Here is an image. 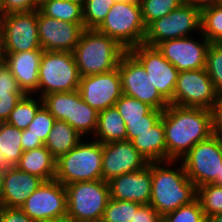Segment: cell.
<instances>
[{"label":"cell","instance_id":"1","mask_svg":"<svg viewBox=\"0 0 222 222\" xmlns=\"http://www.w3.org/2000/svg\"><path fill=\"white\" fill-rule=\"evenodd\" d=\"M161 119L165 129L167 161L181 160L192 147L213 134L209 109L169 104Z\"/></svg>","mask_w":222,"mask_h":222},{"label":"cell","instance_id":"2","mask_svg":"<svg viewBox=\"0 0 222 222\" xmlns=\"http://www.w3.org/2000/svg\"><path fill=\"white\" fill-rule=\"evenodd\" d=\"M174 162L178 161L152 162V186L149 204L161 217L197 199V187L187 177L183 164L180 163V167L176 169L168 168L172 166V163L174 165ZM162 163H164L163 166Z\"/></svg>","mask_w":222,"mask_h":222},{"label":"cell","instance_id":"3","mask_svg":"<svg viewBox=\"0 0 222 222\" xmlns=\"http://www.w3.org/2000/svg\"><path fill=\"white\" fill-rule=\"evenodd\" d=\"M127 52L113 38L96 29H85L73 50L81 77L101 74L118 67Z\"/></svg>","mask_w":222,"mask_h":222},{"label":"cell","instance_id":"4","mask_svg":"<svg viewBox=\"0 0 222 222\" xmlns=\"http://www.w3.org/2000/svg\"><path fill=\"white\" fill-rule=\"evenodd\" d=\"M93 140L86 143L81 140L56 160L55 180L66 186L102 179V143Z\"/></svg>","mask_w":222,"mask_h":222},{"label":"cell","instance_id":"5","mask_svg":"<svg viewBox=\"0 0 222 222\" xmlns=\"http://www.w3.org/2000/svg\"><path fill=\"white\" fill-rule=\"evenodd\" d=\"M67 191L69 222H99L110 200L109 184L105 180L74 182Z\"/></svg>","mask_w":222,"mask_h":222},{"label":"cell","instance_id":"6","mask_svg":"<svg viewBox=\"0 0 222 222\" xmlns=\"http://www.w3.org/2000/svg\"><path fill=\"white\" fill-rule=\"evenodd\" d=\"M96 30L113 38L127 51L144 43L147 28L139 2L116 1Z\"/></svg>","mask_w":222,"mask_h":222},{"label":"cell","instance_id":"7","mask_svg":"<svg viewBox=\"0 0 222 222\" xmlns=\"http://www.w3.org/2000/svg\"><path fill=\"white\" fill-rule=\"evenodd\" d=\"M38 74L41 98L51 93L76 91L81 78L73 52L69 51H43Z\"/></svg>","mask_w":222,"mask_h":222},{"label":"cell","instance_id":"8","mask_svg":"<svg viewBox=\"0 0 222 222\" xmlns=\"http://www.w3.org/2000/svg\"><path fill=\"white\" fill-rule=\"evenodd\" d=\"M195 31L201 32V7L185 2L147 27L144 44L156 47L166 40L189 37Z\"/></svg>","mask_w":222,"mask_h":222},{"label":"cell","instance_id":"9","mask_svg":"<svg viewBox=\"0 0 222 222\" xmlns=\"http://www.w3.org/2000/svg\"><path fill=\"white\" fill-rule=\"evenodd\" d=\"M20 208L35 222L66 221V187L55 179L44 181Z\"/></svg>","mask_w":222,"mask_h":222},{"label":"cell","instance_id":"10","mask_svg":"<svg viewBox=\"0 0 222 222\" xmlns=\"http://www.w3.org/2000/svg\"><path fill=\"white\" fill-rule=\"evenodd\" d=\"M187 177L201 187L212 184L220 176L222 164V146L217 136L213 134L200 141L180 160Z\"/></svg>","mask_w":222,"mask_h":222},{"label":"cell","instance_id":"11","mask_svg":"<svg viewBox=\"0 0 222 222\" xmlns=\"http://www.w3.org/2000/svg\"><path fill=\"white\" fill-rule=\"evenodd\" d=\"M118 70L123 94L158 110H164L169 105L153 85L143 65L129 51L122 56Z\"/></svg>","mask_w":222,"mask_h":222},{"label":"cell","instance_id":"12","mask_svg":"<svg viewBox=\"0 0 222 222\" xmlns=\"http://www.w3.org/2000/svg\"><path fill=\"white\" fill-rule=\"evenodd\" d=\"M218 95L206 68L180 71L173 93V105L211 110Z\"/></svg>","mask_w":222,"mask_h":222},{"label":"cell","instance_id":"13","mask_svg":"<svg viewBox=\"0 0 222 222\" xmlns=\"http://www.w3.org/2000/svg\"><path fill=\"white\" fill-rule=\"evenodd\" d=\"M0 42L1 53L43 50L37 27V10L5 15Z\"/></svg>","mask_w":222,"mask_h":222},{"label":"cell","instance_id":"14","mask_svg":"<svg viewBox=\"0 0 222 222\" xmlns=\"http://www.w3.org/2000/svg\"><path fill=\"white\" fill-rule=\"evenodd\" d=\"M129 52L143 65L159 94L173 105L178 69L155 46L142 43L131 48Z\"/></svg>","mask_w":222,"mask_h":222},{"label":"cell","instance_id":"15","mask_svg":"<svg viewBox=\"0 0 222 222\" xmlns=\"http://www.w3.org/2000/svg\"><path fill=\"white\" fill-rule=\"evenodd\" d=\"M78 91L83 101L98 112L113 107L123 95L118 67L80 78Z\"/></svg>","mask_w":222,"mask_h":222},{"label":"cell","instance_id":"16","mask_svg":"<svg viewBox=\"0 0 222 222\" xmlns=\"http://www.w3.org/2000/svg\"><path fill=\"white\" fill-rule=\"evenodd\" d=\"M37 27L44 51L73 52L85 30L84 23L61 21L44 15L37 9Z\"/></svg>","mask_w":222,"mask_h":222},{"label":"cell","instance_id":"17","mask_svg":"<svg viewBox=\"0 0 222 222\" xmlns=\"http://www.w3.org/2000/svg\"><path fill=\"white\" fill-rule=\"evenodd\" d=\"M200 34V42L189 36L166 40L156 47L179 72L205 68L207 51L211 43L202 33Z\"/></svg>","mask_w":222,"mask_h":222},{"label":"cell","instance_id":"18","mask_svg":"<svg viewBox=\"0 0 222 222\" xmlns=\"http://www.w3.org/2000/svg\"><path fill=\"white\" fill-rule=\"evenodd\" d=\"M148 163L130 141L102 144V180L106 182L119 175L139 171Z\"/></svg>","mask_w":222,"mask_h":222},{"label":"cell","instance_id":"19","mask_svg":"<svg viewBox=\"0 0 222 222\" xmlns=\"http://www.w3.org/2000/svg\"><path fill=\"white\" fill-rule=\"evenodd\" d=\"M110 197L117 200L133 201L145 205L150 203L152 186V162L143 169L122 174L110 181Z\"/></svg>","mask_w":222,"mask_h":222},{"label":"cell","instance_id":"20","mask_svg":"<svg viewBox=\"0 0 222 222\" xmlns=\"http://www.w3.org/2000/svg\"><path fill=\"white\" fill-rule=\"evenodd\" d=\"M43 182L42 178L26 173L15 166L7 167L2 175L0 206L20 208Z\"/></svg>","mask_w":222,"mask_h":222},{"label":"cell","instance_id":"21","mask_svg":"<svg viewBox=\"0 0 222 222\" xmlns=\"http://www.w3.org/2000/svg\"><path fill=\"white\" fill-rule=\"evenodd\" d=\"M44 50L1 53L2 60L9 67L25 94L38 92L39 66ZM35 92V93H34Z\"/></svg>","mask_w":222,"mask_h":222},{"label":"cell","instance_id":"22","mask_svg":"<svg viewBox=\"0 0 222 222\" xmlns=\"http://www.w3.org/2000/svg\"><path fill=\"white\" fill-rule=\"evenodd\" d=\"M131 143L148 162L167 161L165 129L162 119L150 130L139 133Z\"/></svg>","mask_w":222,"mask_h":222},{"label":"cell","instance_id":"23","mask_svg":"<svg viewBox=\"0 0 222 222\" xmlns=\"http://www.w3.org/2000/svg\"><path fill=\"white\" fill-rule=\"evenodd\" d=\"M15 167L26 173L38 176L44 181H50L55 178L56 159L45 146H42L24 151Z\"/></svg>","mask_w":222,"mask_h":222},{"label":"cell","instance_id":"24","mask_svg":"<svg viewBox=\"0 0 222 222\" xmlns=\"http://www.w3.org/2000/svg\"><path fill=\"white\" fill-rule=\"evenodd\" d=\"M99 112L82 100L78 90L71 91L70 116L65 121L81 136L94 135ZM93 132V134H92Z\"/></svg>","mask_w":222,"mask_h":222},{"label":"cell","instance_id":"25","mask_svg":"<svg viewBox=\"0 0 222 222\" xmlns=\"http://www.w3.org/2000/svg\"><path fill=\"white\" fill-rule=\"evenodd\" d=\"M93 139L100 143L127 141L125 121L113 106L99 112Z\"/></svg>","mask_w":222,"mask_h":222},{"label":"cell","instance_id":"26","mask_svg":"<svg viewBox=\"0 0 222 222\" xmlns=\"http://www.w3.org/2000/svg\"><path fill=\"white\" fill-rule=\"evenodd\" d=\"M82 139L73 127L62 120H55L52 130L49 132L44 146L51 152L57 160L60 156L68 153Z\"/></svg>","mask_w":222,"mask_h":222},{"label":"cell","instance_id":"27","mask_svg":"<svg viewBox=\"0 0 222 222\" xmlns=\"http://www.w3.org/2000/svg\"><path fill=\"white\" fill-rule=\"evenodd\" d=\"M22 130L6 122H0V152L5 163L15 166L24 152L21 145Z\"/></svg>","mask_w":222,"mask_h":222},{"label":"cell","instance_id":"28","mask_svg":"<svg viewBox=\"0 0 222 222\" xmlns=\"http://www.w3.org/2000/svg\"><path fill=\"white\" fill-rule=\"evenodd\" d=\"M39 10L46 16L72 23H84L82 5L65 0H43Z\"/></svg>","mask_w":222,"mask_h":222},{"label":"cell","instance_id":"29","mask_svg":"<svg viewBox=\"0 0 222 222\" xmlns=\"http://www.w3.org/2000/svg\"><path fill=\"white\" fill-rule=\"evenodd\" d=\"M33 98L28 94L22 97L10 113L6 123L21 130L27 129L38 110L43 106L41 97H39V101L36 97Z\"/></svg>","mask_w":222,"mask_h":222},{"label":"cell","instance_id":"30","mask_svg":"<svg viewBox=\"0 0 222 222\" xmlns=\"http://www.w3.org/2000/svg\"><path fill=\"white\" fill-rule=\"evenodd\" d=\"M201 33L210 43L222 35V3L201 7Z\"/></svg>","mask_w":222,"mask_h":222},{"label":"cell","instance_id":"31","mask_svg":"<svg viewBox=\"0 0 222 222\" xmlns=\"http://www.w3.org/2000/svg\"><path fill=\"white\" fill-rule=\"evenodd\" d=\"M185 3L184 0H140L142 18L146 28Z\"/></svg>","mask_w":222,"mask_h":222},{"label":"cell","instance_id":"32","mask_svg":"<svg viewBox=\"0 0 222 222\" xmlns=\"http://www.w3.org/2000/svg\"><path fill=\"white\" fill-rule=\"evenodd\" d=\"M116 0H85L82 6L85 29H97Z\"/></svg>","mask_w":222,"mask_h":222},{"label":"cell","instance_id":"33","mask_svg":"<svg viewBox=\"0 0 222 222\" xmlns=\"http://www.w3.org/2000/svg\"><path fill=\"white\" fill-rule=\"evenodd\" d=\"M114 107L124 121L146 120V115L154 109L147 103L125 94L117 100Z\"/></svg>","mask_w":222,"mask_h":222},{"label":"cell","instance_id":"34","mask_svg":"<svg viewBox=\"0 0 222 222\" xmlns=\"http://www.w3.org/2000/svg\"><path fill=\"white\" fill-rule=\"evenodd\" d=\"M140 206L141 204L133 201L110 198L101 220L104 222H131L134 218V212Z\"/></svg>","mask_w":222,"mask_h":222},{"label":"cell","instance_id":"35","mask_svg":"<svg viewBox=\"0 0 222 222\" xmlns=\"http://www.w3.org/2000/svg\"><path fill=\"white\" fill-rule=\"evenodd\" d=\"M197 199L207 217L222 213V186L206 184L197 188Z\"/></svg>","mask_w":222,"mask_h":222},{"label":"cell","instance_id":"36","mask_svg":"<svg viewBox=\"0 0 222 222\" xmlns=\"http://www.w3.org/2000/svg\"><path fill=\"white\" fill-rule=\"evenodd\" d=\"M44 107L55 120L66 121L70 116L71 92H59L42 97Z\"/></svg>","mask_w":222,"mask_h":222},{"label":"cell","instance_id":"37","mask_svg":"<svg viewBox=\"0 0 222 222\" xmlns=\"http://www.w3.org/2000/svg\"><path fill=\"white\" fill-rule=\"evenodd\" d=\"M164 222H207L198 199L161 217Z\"/></svg>","mask_w":222,"mask_h":222},{"label":"cell","instance_id":"38","mask_svg":"<svg viewBox=\"0 0 222 222\" xmlns=\"http://www.w3.org/2000/svg\"><path fill=\"white\" fill-rule=\"evenodd\" d=\"M55 118L44 107V105L38 110L32 122L26 129V135H33L36 138H40L45 143L49 132L53 128Z\"/></svg>","mask_w":222,"mask_h":222},{"label":"cell","instance_id":"39","mask_svg":"<svg viewBox=\"0 0 222 222\" xmlns=\"http://www.w3.org/2000/svg\"><path fill=\"white\" fill-rule=\"evenodd\" d=\"M205 68L214 84L215 90L222 94V50L213 43L208 47Z\"/></svg>","mask_w":222,"mask_h":222},{"label":"cell","instance_id":"40","mask_svg":"<svg viewBox=\"0 0 222 222\" xmlns=\"http://www.w3.org/2000/svg\"><path fill=\"white\" fill-rule=\"evenodd\" d=\"M25 95L21 88L0 87V122H6L16 104Z\"/></svg>","mask_w":222,"mask_h":222},{"label":"cell","instance_id":"41","mask_svg":"<svg viewBox=\"0 0 222 222\" xmlns=\"http://www.w3.org/2000/svg\"><path fill=\"white\" fill-rule=\"evenodd\" d=\"M163 110L153 109L146 115V120L125 121L127 131V141H132L139 133L150 130L162 116Z\"/></svg>","mask_w":222,"mask_h":222},{"label":"cell","instance_id":"42","mask_svg":"<svg viewBox=\"0 0 222 222\" xmlns=\"http://www.w3.org/2000/svg\"><path fill=\"white\" fill-rule=\"evenodd\" d=\"M0 8L7 15L35 11L39 9V3L36 0H0Z\"/></svg>","mask_w":222,"mask_h":222},{"label":"cell","instance_id":"43","mask_svg":"<svg viewBox=\"0 0 222 222\" xmlns=\"http://www.w3.org/2000/svg\"><path fill=\"white\" fill-rule=\"evenodd\" d=\"M0 222H35L21 208L0 206Z\"/></svg>","mask_w":222,"mask_h":222},{"label":"cell","instance_id":"44","mask_svg":"<svg viewBox=\"0 0 222 222\" xmlns=\"http://www.w3.org/2000/svg\"><path fill=\"white\" fill-rule=\"evenodd\" d=\"M161 216L150 205H141L136 212H134V218L131 222H158Z\"/></svg>","mask_w":222,"mask_h":222},{"label":"cell","instance_id":"45","mask_svg":"<svg viewBox=\"0 0 222 222\" xmlns=\"http://www.w3.org/2000/svg\"><path fill=\"white\" fill-rule=\"evenodd\" d=\"M212 133L214 136L222 137V94L218 95L212 109Z\"/></svg>","mask_w":222,"mask_h":222},{"label":"cell","instance_id":"46","mask_svg":"<svg viewBox=\"0 0 222 222\" xmlns=\"http://www.w3.org/2000/svg\"><path fill=\"white\" fill-rule=\"evenodd\" d=\"M0 87L20 88L9 67L4 63L3 60L0 61Z\"/></svg>","mask_w":222,"mask_h":222},{"label":"cell","instance_id":"47","mask_svg":"<svg viewBox=\"0 0 222 222\" xmlns=\"http://www.w3.org/2000/svg\"><path fill=\"white\" fill-rule=\"evenodd\" d=\"M21 145L23 151L37 149L44 146V143L40 138H36L33 135H26V129L22 130Z\"/></svg>","mask_w":222,"mask_h":222},{"label":"cell","instance_id":"48","mask_svg":"<svg viewBox=\"0 0 222 222\" xmlns=\"http://www.w3.org/2000/svg\"><path fill=\"white\" fill-rule=\"evenodd\" d=\"M186 3L195 5V6H200V7H204L206 5H210L213 3H216L217 0H184Z\"/></svg>","mask_w":222,"mask_h":222},{"label":"cell","instance_id":"49","mask_svg":"<svg viewBox=\"0 0 222 222\" xmlns=\"http://www.w3.org/2000/svg\"><path fill=\"white\" fill-rule=\"evenodd\" d=\"M207 222H222V213L207 217Z\"/></svg>","mask_w":222,"mask_h":222},{"label":"cell","instance_id":"50","mask_svg":"<svg viewBox=\"0 0 222 222\" xmlns=\"http://www.w3.org/2000/svg\"><path fill=\"white\" fill-rule=\"evenodd\" d=\"M4 17H5V14L0 8V36H2Z\"/></svg>","mask_w":222,"mask_h":222},{"label":"cell","instance_id":"51","mask_svg":"<svg viewBox=\"0 0 222 222\" xmlns=\"http://www.w3.org/2000/svg\"><path fill=\"white\" fill-rule=\"evenodd\" d=\"M212 184L217 186H222V164H221L220 176H217L216 180Z\"/></svg>","mask_w":222,"mask_h":222},{"label":"cell","instance_id":"52","mask_svg":"<svg viewBox=\"0 0 222 222\" xmlns=\"http://www.w3.org/2000/svg\"><path fill=\"white\" fill-rule=\"evenodd\" d=\"M7 167H9V166L5 163L2 153L0 152V171H3Z\"/></svg>","mask_w":222,"mask_h":222},{"label":"cell","instance_id":"53","mask_svg":"<svg viewBox=\"0 0 222 222\" xmlns=\"http://www.w3.org/2000/svg\"><path fill=\"white\" fill-rule=\"evenodd\" d=\"M213 44L218 47L219 49L222 50V35L220 37H218Z\"/></svg>","mask_w":222,"mask_h":222},{"label":"cell","instance_id":"54","mask_svg":"<svg viewBox=\"0 0 222 222\" xmlns=\"http://www.w3.org/2000/svg\"><path fill=\"white\" fill-rule=\"evenodd\" d=\"M2 175H3V171H0V199H1V193H2Z\"/></svg>","mask_w":222,"mask_h":222},{"label":"cell","instance_id":"55","mask_svg":"<svg viewBox=\"0 0 222 222\" xmlns=\"http://www.w3.org/2000/svg\"><path fill=\"white\" fill-rule=\"evenodd\" d=\"M65 1H70V2H74V3H78V4H81L83 6L85 0H65Z\"/></svg>","mask_w":222,"mask_h":222},{"label":"cell","instance_id":"56","mask_svg":"<svg viewBox=\"0 0 222 222\" xmlns=\"http://www.w3.org/2000/svg\"><path fill=\"white\" fill-rule=\"evenodd\" d=\"M116 1H130V2H139L140 0H116Z\"/></svg>","mask_w":222,"mask_h":222},{"label":"cell","instance_id":"57","mask_svg":"<svg viewBox=\"0 0 222 222\" xmlns=\"http://www.w3.org/2000/svg\"><path fill=\"white\" fill-rule=\"evenodd\" d=\"M1 39V36H0ZM2 60V54H1V42H0V61Z\"/></svg>","mask_w":222,"mask_h":222},{"label":"cell","instance_id":"58","mask_svg":"<svg viewBox=\"0 0 222 222\" xmlns=\"http://www.w3.org/2000/svg\"><path fill=\"white\" fill-rule=\"evenodd\" d=\"M219 141H220V144L222 146V137H218Z\"/></svg>","mask_w":222,"mask_h":222},{"label":"cell","instance_id":"59","mask_svg":"<svg viewBox=\"0 0 222 222\" xmlns=\"http://www.w3.org/2000/svg\"><path fill=\"white\" fill-rule=\"evenodd\" d=\"M39 4L43 1V0H36Z\"/></svg>","mask_w":222,"mask_h":222}]
</instances>
